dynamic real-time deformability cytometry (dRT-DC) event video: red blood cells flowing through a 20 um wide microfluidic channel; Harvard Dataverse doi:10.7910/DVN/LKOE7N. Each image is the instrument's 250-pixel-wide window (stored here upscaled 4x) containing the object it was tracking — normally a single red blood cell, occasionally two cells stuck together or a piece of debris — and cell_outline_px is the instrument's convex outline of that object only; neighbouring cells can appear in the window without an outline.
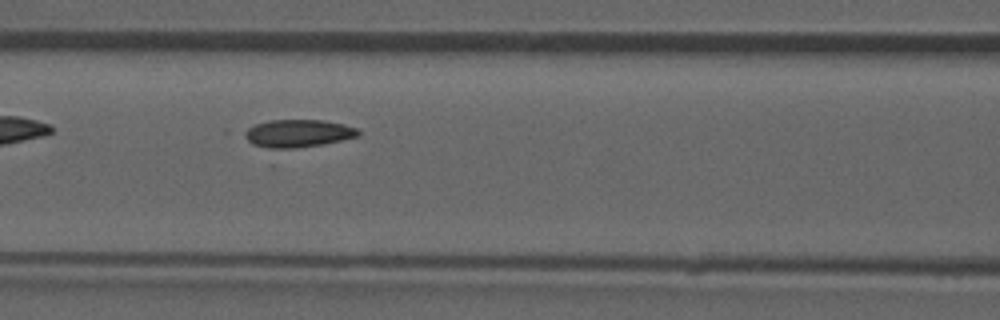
{"species": "common noctule bat (a hibernating species)", "species_latin": "Nyctalus noctula", "temperature_condition": "room temperature", "stored_images_in_passage": 36, "camera_frame_rate_fps": 3000, "um_per_image_px": 0.085, "animal": {"sex": "male", "forearm_length_mm": 52.5}, "frame": {"image": 1, "passage_image": 6, "time_ms": 1.667, "image_size_px": [1000, 320], "cell_outline_px": [[360, 136], [280, 152], [276, 152], [252, 144], [240, 132], [256, 124], [272, 120], [324, 120], [344, 124], [356, 128], [360, 132]], "centroid_in_image_um": [25.25, 11.38], "position_along_channel_um": 141.3, "area_um2": 18.96}}